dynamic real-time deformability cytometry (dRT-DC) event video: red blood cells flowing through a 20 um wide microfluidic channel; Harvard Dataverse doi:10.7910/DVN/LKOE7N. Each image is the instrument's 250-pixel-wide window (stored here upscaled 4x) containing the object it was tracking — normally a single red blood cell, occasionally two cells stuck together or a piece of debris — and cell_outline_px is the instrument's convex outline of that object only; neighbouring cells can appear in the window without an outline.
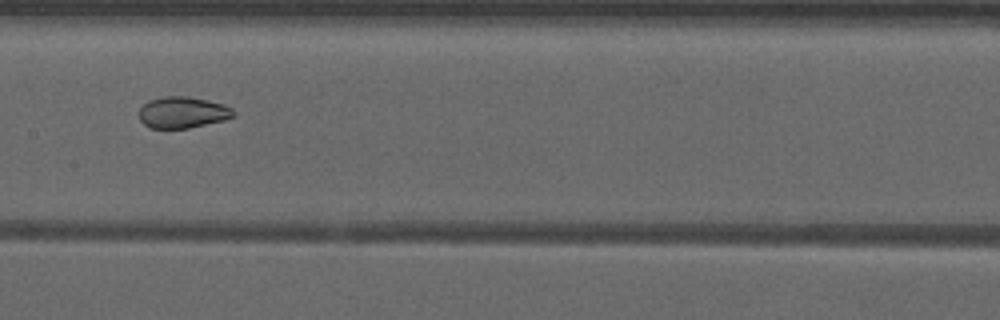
{"species": "common noctule bat (a hibernating species)", "species_latin": "Nyctalus noctula", "temperature_condition": "warm", "stored_images_in_passage": 36, "camera_frame_rate_fps": 3000, "um_per_image_px": 0.085, "animal": {"sex": "male", "forearm_length_mm": 52.5}, "frame": {"image": 1, "passage_image": 11, "time_ms": 3.333, "image_size_px": [1000, 320], "cell_outline_px": [[236, 112], [232, 116], [224, 120], [188, 128], [148, 128], [140, 120], [140, 108], [148, 100], [164, 96], [188, 96], [208, 100], [224, 104], [232, 108]], "centroid_in_image_um": [15.52, 9.54], "position_along_channel_um": 191.9, "area_um2": 17.28}, "authors_computed_cell_mechanics": {"area_um2": 18.5249, "velocity_mm_per_s": 3.9785, "shape_relaxation_time_tau1_ms": null, "shape_relaxation_time_tau2_ms": 1.1719, "deformation_change_tau1": null, "deformation_change_tau2": 0.0573}}